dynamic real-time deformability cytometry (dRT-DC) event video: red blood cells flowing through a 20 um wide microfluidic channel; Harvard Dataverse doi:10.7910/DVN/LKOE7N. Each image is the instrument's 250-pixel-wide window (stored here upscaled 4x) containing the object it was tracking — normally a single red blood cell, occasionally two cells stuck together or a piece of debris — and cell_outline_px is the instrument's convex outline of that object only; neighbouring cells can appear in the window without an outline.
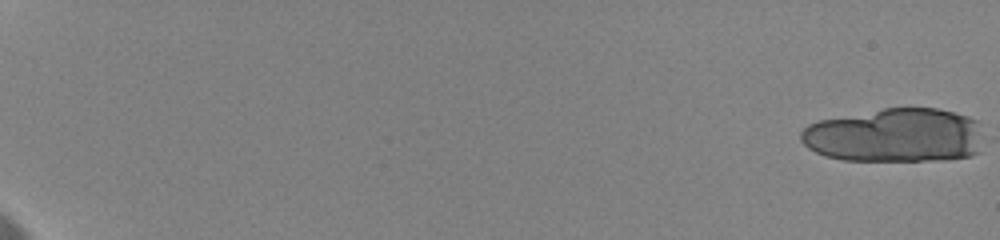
{"species": "human", "species_latin": "Homo sapiens", "temperature_condition": "cold", "stored_images_in_passage": 55, "segment_of_instrument_passage": [1, 2], "camera_frame_rate_fps": 3000, "um_per_image_px": 0.085, "donor": {"sex": "female"}, "frame": {"image": 1, "passage_image": 1, "time_ms": 0.0, "image_size_px": [1000, 240], "cell_outline_px": [[980, 152], [972, 156], [944, 160], [844, 160], [824, 156], [808, 148], [800, 140], [800, 132], [808, 124], [820, 120], [884, 108], [936, 108], [968, 116], [976, 120]], "centroid_in_image_um": [76.03, 11.51], "position_along_channel_um": 9.0, "area_um2": 57.28}}